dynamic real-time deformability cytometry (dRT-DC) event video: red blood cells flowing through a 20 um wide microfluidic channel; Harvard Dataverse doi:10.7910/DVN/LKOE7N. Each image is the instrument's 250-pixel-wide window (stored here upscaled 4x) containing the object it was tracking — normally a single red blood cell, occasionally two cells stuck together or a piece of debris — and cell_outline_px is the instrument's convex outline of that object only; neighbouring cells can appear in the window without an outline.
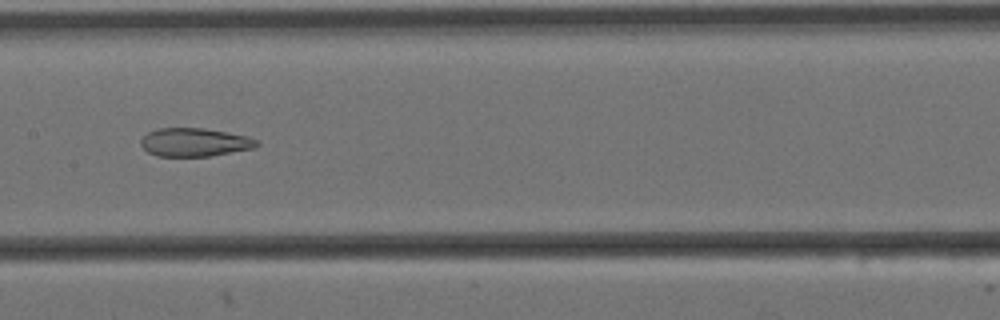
{"species": "Egyptian fruit bat (a non-hibernating species)", "species_latin": "Rousettus aegyptiacus", "temperature_condition": "cold", "stored_images_in_passage": 11, "camera_frame_rate_fps": 3000, "um_per_image_px": 0.085, "animal": {"sex": "female"}, "frame": {"image": 1, "passage_image": 8, "time_ms": 2.333, "image_size_px": [1000, 320], "cell_outline_px": [[260, 144], [256, 148], [208, 156], [156, 156], [148, 152], [140, 144], [140, 140], [148, 132], [156, 128], [204, 128], [228, 132], [248, 136], [260, 140]], "centroid_in_image_um": [16.58, 12.08], "position_along_channel_um": 190.8, "area_um2": 19.36}}
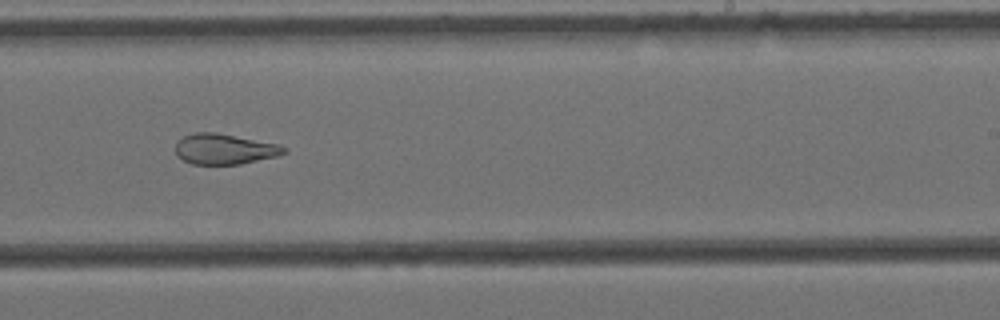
{"frame": {"image": 2, "passage_image": 10, "time_ms": 3.0, "image_size_px": [1000, 320], "cell_outline_px": [[288, 152], [276, 156], [240, 164], [192, 164], [176, 156], [176, 144], [184, 136], [196, 132], [216, 132], [280, 144], [288, 148]], "centroid_in_image_um": [19.11, 12.66], "position_along_channel_um": 269.9, "area_um2": 19.31}}